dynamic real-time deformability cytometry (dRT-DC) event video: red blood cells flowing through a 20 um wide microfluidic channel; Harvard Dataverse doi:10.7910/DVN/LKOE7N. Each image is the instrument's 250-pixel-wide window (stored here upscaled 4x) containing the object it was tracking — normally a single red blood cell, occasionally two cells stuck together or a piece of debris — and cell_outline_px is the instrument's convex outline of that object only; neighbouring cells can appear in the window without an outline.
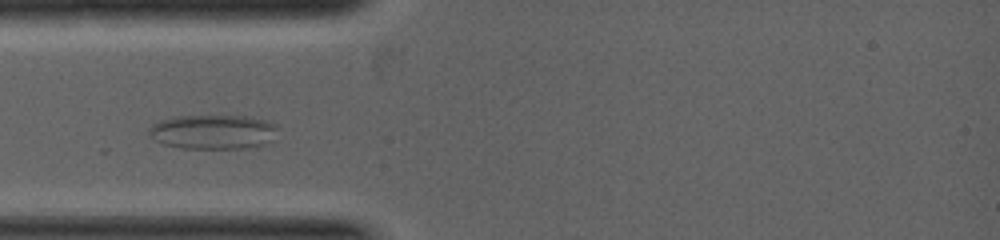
{"species": "common noctule bat (a hibernating species)", "species_latin": "Nyctalus noctula", "temperature_condition": "warm", "stored_images_in_passage": 8, "camera_frame_rate_fps": 5000, "um_per_image_px": 0.085, "animal": {"sex": "female", "body_mass_g": 19.0, "forearm_length_mm": 53.3}, "frame": {"image": 1, "passage_image": 4, "time_ms": 1.6, "image_size_px": [1000, 240], "cell_outline_px": [[276, 128], [272, 140], [264, 144], [244, 148], [180, 148], [164, 144], [156, 140], [148, 132], [148, 128], [152, 124], [160, 120], [176, 116], [248, 116], [264, 120], [276, 124]], "centroid_in_image_um": [18.08, 11.2], "position_along_channel_um": 66.9, "area_um2": 25.66}}
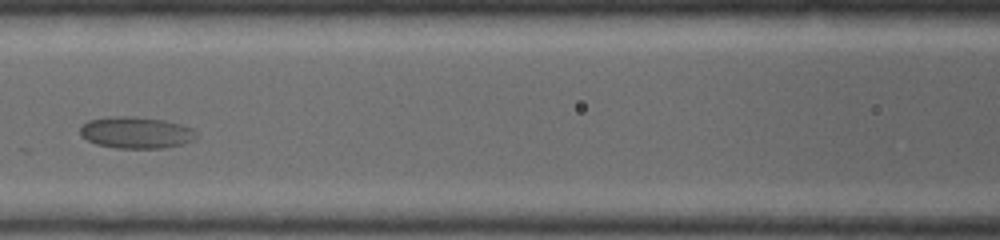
{"frame": {"image": 2, "passage_image": 6, "time_ms": 2.8, "image_size_px": [1000, 240], "cell_outline_px": [[200, 136], [196, 140], [164, 148], [116, 148], [96, 144], [80, 136], [80, 128], [88, 120], [112, 116], [136, 116], [164, 120], [180, 124], [192, 128]], "centroid_in_image_um": [11.59, 11.27], "position_along_channel_um": 155.0, "area_um2": 21.62}}
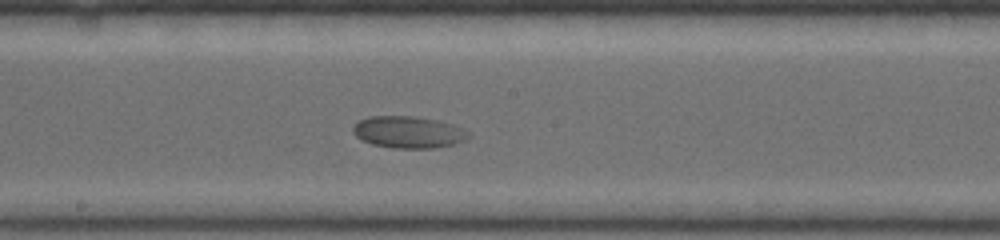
{"frame": {"image": 3, "passage_image": 8, "time_ms": 3.6, "image_size_px": [1000, 240], "cell_outline_px": [[472, 136], [464, 140], [452, 144], [432, 148], [392, 148], [372, 144], [360, 140], [352, 132], [352, 128], [360, 120], [372, 116], [416, 116], [436, 120], [452, 124], [464, 128]], "centroid_in_image_um": [34.71, 11.23], "position_along_channel_um": 213.5, "area_um2": 21.44}}